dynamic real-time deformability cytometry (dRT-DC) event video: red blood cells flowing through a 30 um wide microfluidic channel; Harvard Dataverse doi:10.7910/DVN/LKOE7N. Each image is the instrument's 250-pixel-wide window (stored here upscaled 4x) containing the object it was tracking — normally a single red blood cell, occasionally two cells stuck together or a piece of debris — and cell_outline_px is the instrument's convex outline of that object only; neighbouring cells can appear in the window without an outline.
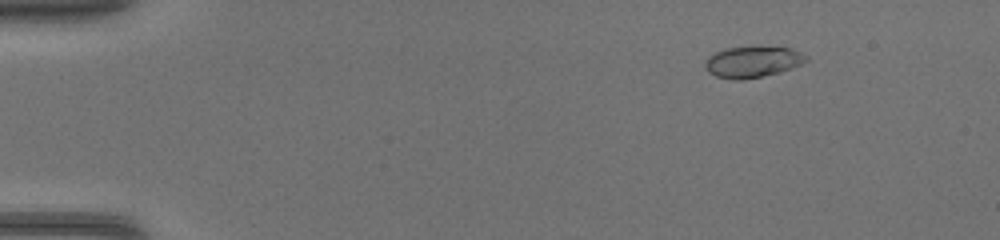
{"species": "common noctule bat (a hibernating species)", "species_latin": "Nyctalus noctula", "temperature_condition": "warm", "stored_images_in_passage": 47, "camera_frame_rate_fps": 3000, "um_per_image_px": 0.085, "animal": {"sex": "female", "body_mass_g": 17.0, "forearm_length_mm": 48.0}, "frame": {"image": 1, "passage_image": 7, "time_ms": 2.0, "image_size_px": [1000, 240], "cell_outline_px": [[808, 60], [804, 64], [780, 72], [740, 80], [732, 80], [716, 76], [708, 72], [704, 68], [704, 60], [708, 56], [724, 48], [752, 44], [760, 44], [792, 48], [808, 56]], "centroid_in_image_um": [63.98, 5.2], "position_along_channel_um": 21.0, "area_um2": 19.31}}
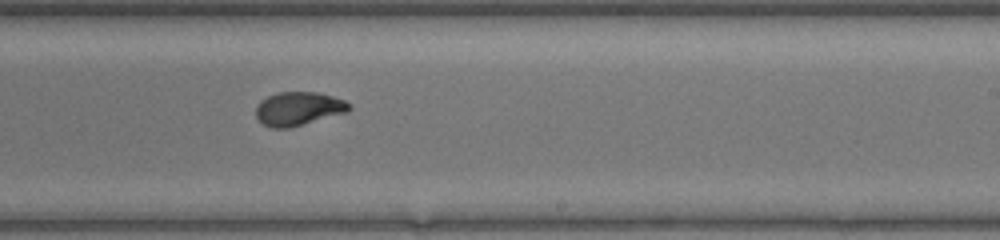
{"frame": {"image": 2, "passage_image": 30, "time_ms": 9.667, "image_size_px": [1000, 240], "cell_outline_px": [[352, 108], [348, 112], [288, 128], [272, 128], [264, 124], [256, 116], [256, 104], [260, 100], [268, 96], [280, 92], [316, 92], [332, 96], [344, 100], [352, 104]], "centroid_in_image_um": [25.38, 9.23], "position_along_channel_um": 263.6, "area_um2": 18.26}}
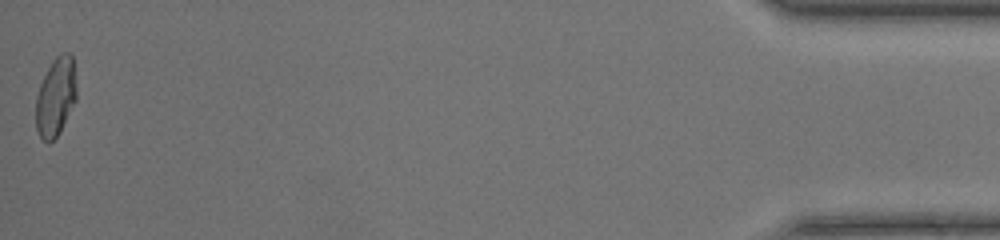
{"frame": {"image": 3, "passage_image": 47, "time_ms": 15.333, "image_size_px": [1000, 240], "cell_outline_px": [[76, 100], [60, 132], [48, 144], [40, 136], [36, 128], [36, 96], [40, 84], [52, 60], [60, 52], [68, 52], [72, 56], [76, 88]], "centroid_in_image_um": [4.73, 8.23], "position_along_channel_um": 430.5, "area_um2": 18.55}}